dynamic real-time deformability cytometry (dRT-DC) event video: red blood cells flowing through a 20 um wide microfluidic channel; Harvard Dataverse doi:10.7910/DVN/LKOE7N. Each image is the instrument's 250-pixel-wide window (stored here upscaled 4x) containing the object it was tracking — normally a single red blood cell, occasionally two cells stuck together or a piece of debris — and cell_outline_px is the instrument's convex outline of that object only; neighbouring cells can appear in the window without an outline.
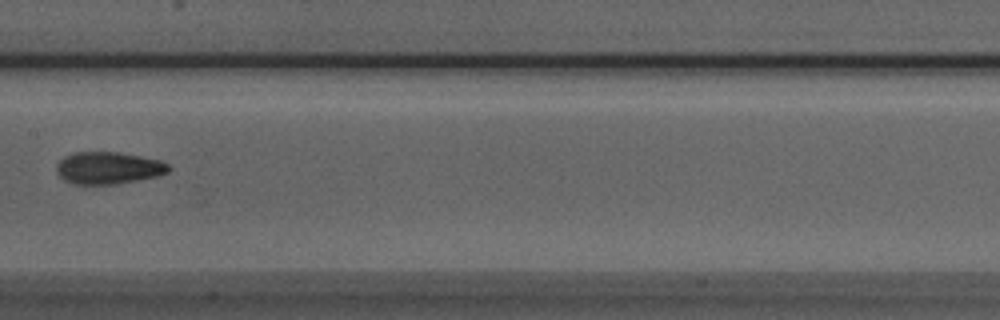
{"species": "Egyptian fruit bat (a non-hibernating species)", "species_latin": "Rousettus aegyptiacus", "temperature_condition": "room temperature", "stored_images_in_passage": 8, "camera_frame_rate_fps": 3000, "um_per_image_px": 0.085, "animal": {"sex": "male"}, "frame": {"image": 1, "passage_image": 8, "time_ms": 2.333, "image_size_px": [1000, 320], "cell_outline_px": [[172, 168], [168, 172], [156, 176], [116, 184], [72, 184], [64, 180], [56, 172], [56, 164], [64, 156], [76, 152], [120, 152], [160, 160], [168, 164]], "centroid_in_image_um": [9.19, 14.27], "position_along_channel_um": 198.2, "area_um2": 21.04}}